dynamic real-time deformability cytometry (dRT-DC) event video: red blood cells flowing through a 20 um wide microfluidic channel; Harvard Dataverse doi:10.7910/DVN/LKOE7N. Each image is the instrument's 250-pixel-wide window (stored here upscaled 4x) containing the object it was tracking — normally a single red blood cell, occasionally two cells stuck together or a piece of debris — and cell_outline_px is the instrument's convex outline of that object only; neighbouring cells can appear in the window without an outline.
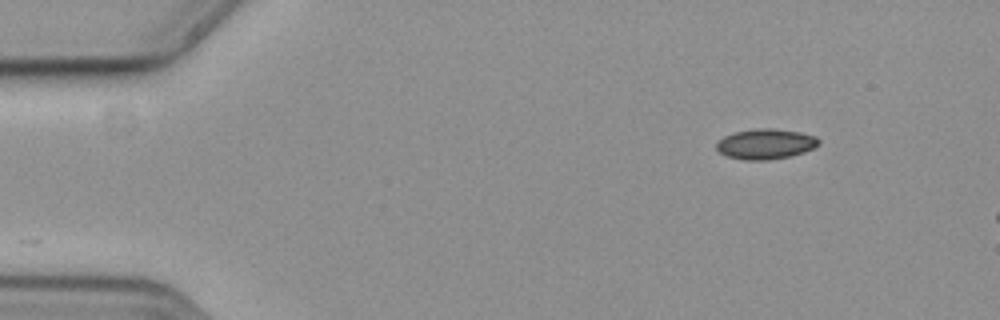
{"species": "common noctule bat (a hibernating species)", "species_latin": "Nyctalus noctula", "temperature_condition": "cold", "stored_images_in_passage": 12, "camera_frame_rate_fps": 3000, "um_per_image_px": 0.085, "animal": {"sex": "female", "body_mass_g": 19.3, "forearm_length_mm": 54.1}, "frame": {"image": 1, "passage_image": 1, "time_ms": 0.0, "image_size_px": [1000, 320], "cell_outline_px": [[820, 144], [804, 152], [792, 156], [768, 160], [744, 160], [728, 156], [720, 152], [716, 148], [716, 144], [724, 136], [736, 132], [756, 128], [772, 128], [800, 132], [816, 136], [820, 140]], "centroid_in_image_um": [65.11, 12.24], "position_along_channel_um": 19.9, "area_um2": 18.03}}
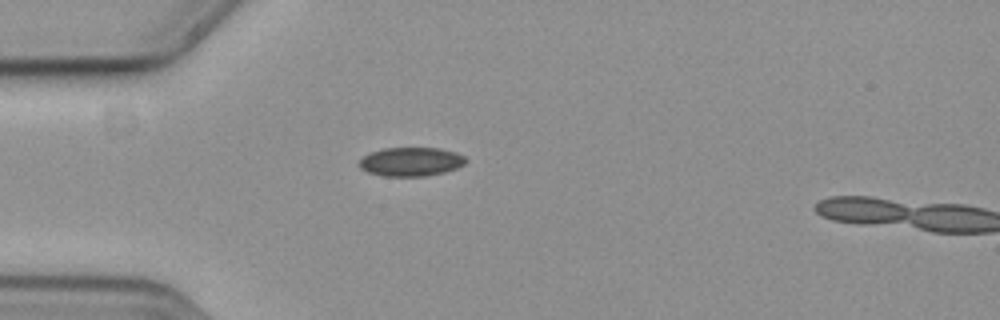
{"frame": {"image": 2, "passage_image": 10, "time_ms": 3.0, "image_size_px": [1000, 320], "cell_outline_px": [[468, 160], [464, 164], [456, 168], [444, 172], [424, 176], [384, 176], [368, 172], [360, 168], [360, 160], [364, 156], [372, 152], [384, 148], [440, 148], [456, 152], [464, 156]], "centroid_in_image_um": [34.96, 13.74], "position_along_channel_um": 50.0, "area_um2": 17.8}}